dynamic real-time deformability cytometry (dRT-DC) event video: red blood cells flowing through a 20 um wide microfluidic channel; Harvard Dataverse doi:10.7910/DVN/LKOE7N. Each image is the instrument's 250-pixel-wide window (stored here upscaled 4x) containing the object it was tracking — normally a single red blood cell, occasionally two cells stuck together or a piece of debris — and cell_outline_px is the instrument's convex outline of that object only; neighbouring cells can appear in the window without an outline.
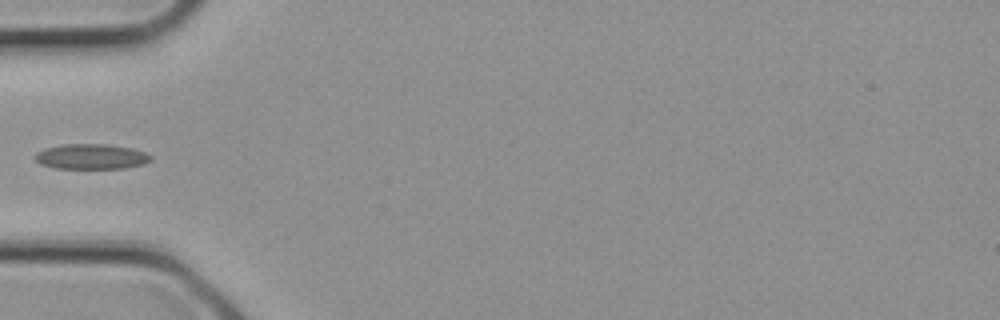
{"species": "common noctule bat (a hibernating species)", "species_latin": "Nyctalus noctula", "temperature_condition": "cold", "stored_images_in_passage": 2, "camera_frame_rate_fps": 3000, "um_per_image_px": 0.085, "animal": {"sex": "female", "body_mass_g": 21.9}, "frame": {"image": 1, "passage_image": 2, "time_ms": 0.333, "image_size_px": [1000, 320], "cell_outline_px": [[152, 160], [144, 164], [124, 168], [56, 168], [40, 164], [36, 160], [36, 152], [44, 148], [64, 144], [112, 144], [132, 148], [144, 152], [152, 156]], "centroid_in_image_um": [7.78, 13.3], "position_along_channel_um": 77.2, "area_um2": 17.05}}